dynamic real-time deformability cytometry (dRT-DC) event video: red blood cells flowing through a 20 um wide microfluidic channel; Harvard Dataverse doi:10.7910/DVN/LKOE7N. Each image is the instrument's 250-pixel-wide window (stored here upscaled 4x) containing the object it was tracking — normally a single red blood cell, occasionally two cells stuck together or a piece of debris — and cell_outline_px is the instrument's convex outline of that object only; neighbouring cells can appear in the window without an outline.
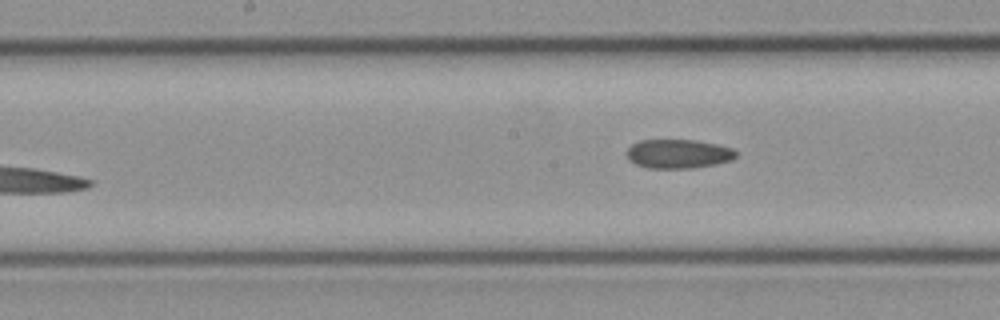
{"species": "common noctule bat (a hibernating species)", "species_latin": "Nyctalus noctula", "temperature_condition": "cold", "stored_images_in_passage": 15, "camera_frame_rate_fps": 3000, "um_per_image_px": 0.085, "animal": {"sex": "female", "body_mass_g": 21.9}, "frame": {"image": 1, "passage_image": 15, "time_ms": 4.667, "image_size_px": [1000, 320], "cell_outline_px": [[736, 156], [732, 160], [716, 164], [692, 168], [648, 168], [636, 164], [628, 160], [624, 152], [632, 144], [640, 140], [696, 140], [716, 144], [732, 148], [736, 152]], "centroid_in_image_um": [57.62, 13.07], "position_along_channel_um": 190.6, "area_um2": 18.61}}